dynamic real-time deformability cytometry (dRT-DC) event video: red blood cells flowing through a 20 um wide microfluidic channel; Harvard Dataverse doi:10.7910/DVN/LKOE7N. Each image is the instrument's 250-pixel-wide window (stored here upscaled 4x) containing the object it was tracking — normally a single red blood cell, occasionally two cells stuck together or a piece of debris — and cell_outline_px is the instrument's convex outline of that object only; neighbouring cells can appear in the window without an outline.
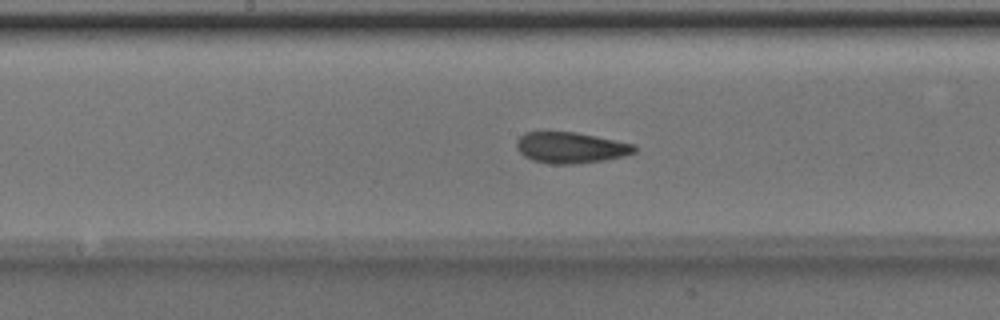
{"species": "Egyptian fruit bat (a non-hibernating species)", "species_latin": "Rousettus aegyptiacus", "temperature_condition": "room temperature", "stored_images_in_passage": 50, "camera_frame_rate_fps": 3000, "um_per_image_px": 0.085, "animal": {"sex": "male"}, "frame": {"image": 1, "passage_image": 25, "time_ms": 8.0, "image_size_px": [1000, 320], "cell_outline_px": [[636, 152], [624, 156], [604, 160], [572, 164], [552, 164], [532, 160], [524, 156], [516, 148], [516, 140], [524, 132], [544, 128], [576, 132], [636, 144]], "centroid_in_image_um": [48.44, 12.5], "position_along_channel_um": 199.8, "area_um2": 22.14}}
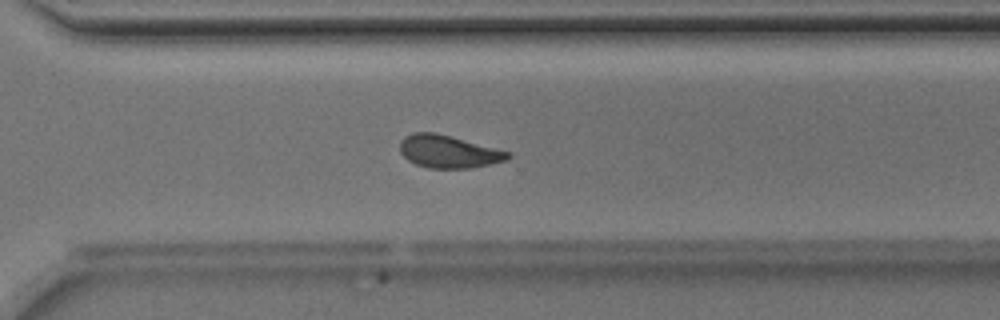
{"frame": {"image": 2, "passage_image": 35, "time_ms": 11.333, "image_size_px": [1000, 320], "cell_outline_px": [[512, 156], [508, 160], [472, 168], [428, 168], [416, 164], [408, 160], [400, 152], [400, 140], [404, 136], [412, 132], [436, 132], [512, 152]], "centroid_in_image_um": [38.14, 12.88], "position_along_channel_um": 332.5, "area_um2": 20.81}}
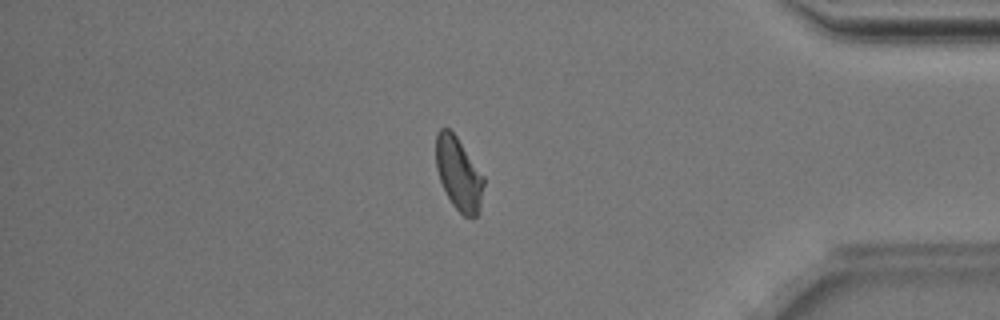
{"frame": {"image": 3, "passage_image": 42, "time_ms": 13.667, "image_size_px": [1000, 320], "cell_outline_px": [[484, 184], [480, 212], [472, 220], [464, 216], [452, 204], [440, 180], [436, 168], [436, 136], [440, 128], [448, 128], [456, 136], [484, 176]], "centroid_in_image_um": [39.01, 14.81], "position_along_channel_um": 396.2, "area_um2": 20.29}, "authors_computed_cell_mechanics": {"area_um2": 20.9525, "velocity_mm_per_s": 3.9989, "shape_relaxation_time_tau1_ms": 6.5607, "shape_relaxation_time_tau2_ms": 1.718, "deformation_change_tau1": 0.1515, "deformation_change_tau2": 0.0741}}